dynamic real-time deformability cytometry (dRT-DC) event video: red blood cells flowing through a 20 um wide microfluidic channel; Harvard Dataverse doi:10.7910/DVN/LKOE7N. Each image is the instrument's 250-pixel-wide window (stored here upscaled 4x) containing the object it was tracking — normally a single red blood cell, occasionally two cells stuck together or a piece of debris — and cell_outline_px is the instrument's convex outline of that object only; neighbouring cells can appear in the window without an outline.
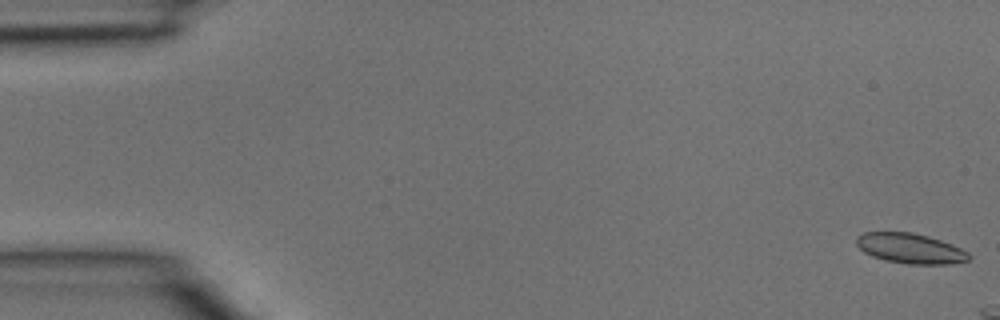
{"species": "common noctule bat (a hibernating species)", "species_latin": "Nyctalus noctula", "temperature_condition": "room temperature", "stored_images_in_passage": 4, "camera_frame_rate_fps": 3000, "um_per_image_px": 0.085, "animal": {"sex": "male", "body_mass_g": 15.6}, "frame": {"image": 1, "passage_image": 1, "time_ms": 0.0, "image_size_px": [1000, 320], "cell_outline_px": [[972, 256], [968, 260], [948, 264], [908, 264], [884, 260], [872, 256], [864, 252], [856, 244], [856, 236], [864, 232], [912, 232], [928, 236], [952, 244], [968, 252]], "centroid_in_image_um": [77.36, 21.11], "position_along_channel_um": 7.6, "area_um2": 19.77}}